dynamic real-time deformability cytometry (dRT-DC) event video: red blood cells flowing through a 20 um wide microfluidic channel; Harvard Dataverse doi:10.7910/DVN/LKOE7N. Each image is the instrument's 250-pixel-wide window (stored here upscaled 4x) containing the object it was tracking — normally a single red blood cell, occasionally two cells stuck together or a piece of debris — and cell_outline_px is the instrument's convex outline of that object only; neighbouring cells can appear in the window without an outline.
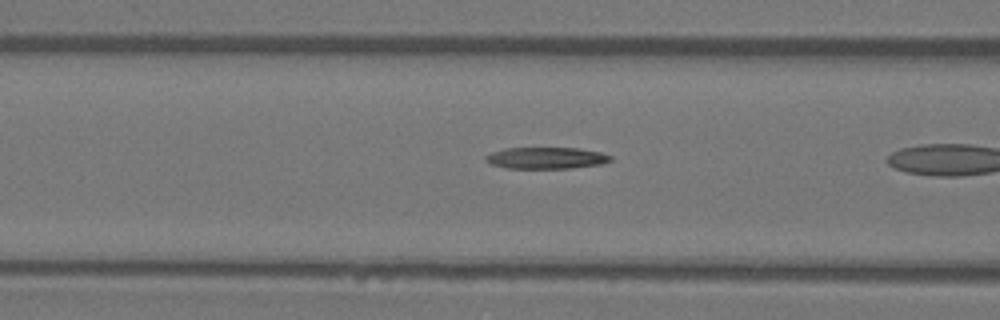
{"species": "Egyptian fruit bat (a non-hibernating species)", "species_latin": "Rousettus aegyptiacus", "temperature_condition": "warm", "stored_images_in_passage": 7, "camera_frame_rate_fps": 3000, "um_per_image_px": 0.085, "animal": {"sex": "female"}, "frame": {"image": 1, "passage_image": 6, "time_ms": 1.667, "image_size_px": [1000, 320], "cell_outline_px": [[612, 160], [604, 164], [572, 168], [508, 168], [492, 164], [484, 160], [484, 156], [492, 152], [504, 148], [576, 148], [600, 152], [612, 156]], "centroid_in_image_um": [46.44, 13.43], "position_along_channel_um": 120.2, "area_um2": 15.72}}